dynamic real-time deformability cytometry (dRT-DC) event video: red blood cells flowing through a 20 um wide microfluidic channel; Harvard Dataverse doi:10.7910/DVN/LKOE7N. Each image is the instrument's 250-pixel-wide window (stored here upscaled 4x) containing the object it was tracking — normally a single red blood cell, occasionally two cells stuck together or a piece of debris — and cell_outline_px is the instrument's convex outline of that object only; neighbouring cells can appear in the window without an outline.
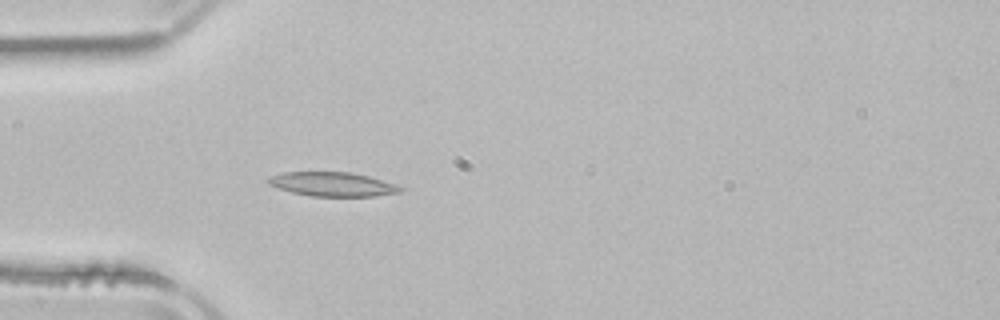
{"species": "common noctule bat (a hibernating species)", "species_latin": "Nyctalus noctula", "temperature_condition": "room temperature", "stored_images_in_passage": 2, "camera_frame_rate_fps": 3000, "um_per_image_px": 0.085, "animal": {"sex": "male", "body_mass_g": 21.5, "forearm_length_mm": 52.0}, "frame": {"image": 1, "passage_image": 2, "time_ms": 1.333, "image_size_px": [1000, 320], "cell_outline_px": [[404, 188], [400, 192], [372, 196], [312, 196], [292, 192], [268, 184], [264, 180], [268, 176], [284, 172], [352, 172], [368, 176]], "centroid_in_image_um": [28.18, 15.65], "position_along_channel_um": 56.8, "area_um2": 18.38}}